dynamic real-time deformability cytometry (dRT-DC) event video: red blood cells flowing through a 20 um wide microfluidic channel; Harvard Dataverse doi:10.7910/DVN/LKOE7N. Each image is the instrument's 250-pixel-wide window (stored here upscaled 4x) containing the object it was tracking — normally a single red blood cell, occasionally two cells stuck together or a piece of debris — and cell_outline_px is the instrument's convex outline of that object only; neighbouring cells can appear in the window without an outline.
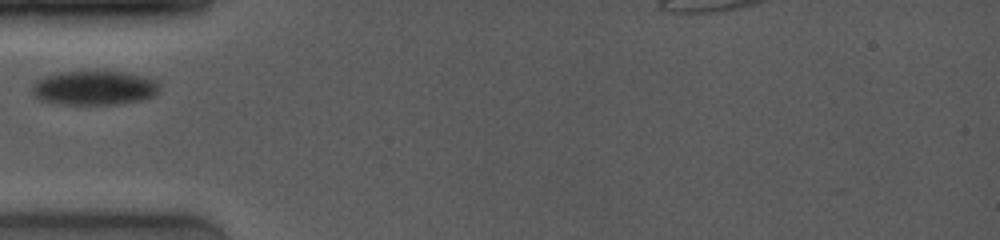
{"species": "common noctule bat (a hibernating species)", "species_latin": "Nyctalus noctula", "temperature_condition": "room temperature", "stored_images_in_passage": 58, "camera_frame_rate_fps": 4000, "um_per_image_px": 0.085, "animal": {"sex": "female", "body_mass_g": 19.0, "forearm_length_mm": 53.3}, "frame": {"image": 1, "passage_image": 1, "time_ms": 0.0, "image_size_px": [1000, 240], "cell_outline_px": [[156, 96], [140, 100], [120, 104], [60, 104], [40, 100], [32, 92], [32, 84], [36, 80], [52, 72], [120, 72], [140, 76], [156, 80]], "centroid_in_image_um": [7.93, 7.48], "position_along_channel_um": 77.1, "area_um2": 25.2}}
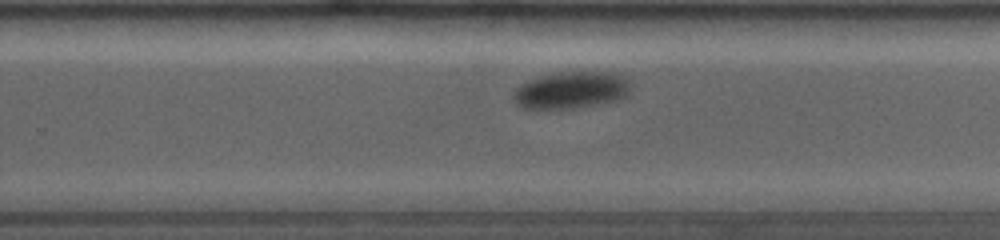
{"frame": {"image": 2, "passage_image": 27, "time_ms": 5.5, "image_size_px": [1000, 240], "cell_outline_px": [[628, 92], [620, 100], [572, 108], [524, 108], [516, 104], [512, 96], [516, 88], [520, 84], [528, 80], [540, 76], [560, 72], [616, 72], [624, 76], [628, 80]], "centroid_in_image_um": [48.53, 7.65], "position_along_channel_um": 281.3, "area_um2": 25.09}}
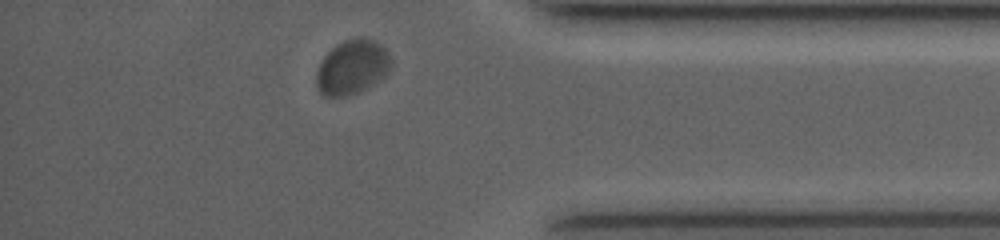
{"frame": {"image": 3, "passage_image": 51, "time_ms": 9.0, "image_size_px": [1000, 240], "cell_outline_px": [[392, 68], [380, 80], [360, 92], [348, 96], [324, 96], [320, 92], [316, 84], [316, 72], [324, 56], [336, 44], [344, 40], [356, 36], [364, 36], [376, 40], [388, 52]], "centroid_in_image_um": [29.95, 5.69], "position_along_channel_um": 405.3, "area_um2": 24.04}}